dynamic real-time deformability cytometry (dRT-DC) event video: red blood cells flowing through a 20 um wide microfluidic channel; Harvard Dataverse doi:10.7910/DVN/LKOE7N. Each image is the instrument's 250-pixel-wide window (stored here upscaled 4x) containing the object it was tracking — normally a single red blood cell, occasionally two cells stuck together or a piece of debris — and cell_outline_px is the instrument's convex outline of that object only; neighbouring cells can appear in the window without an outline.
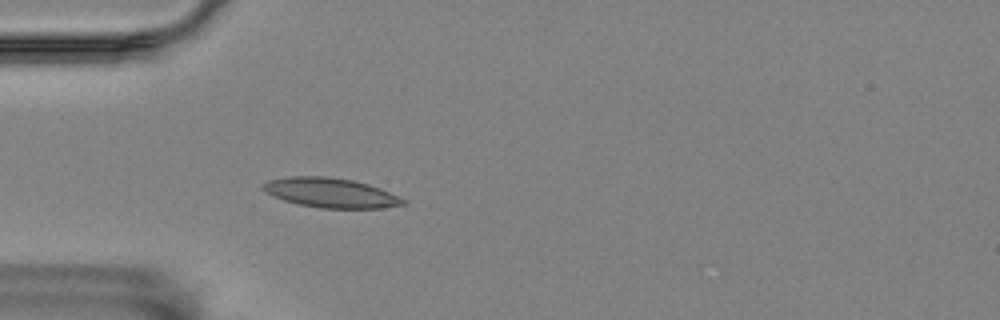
{"species": "Egyptian fruit bat (a non-hibernating species)", "species_latin": "Rousettus aegyptiacus", "temperature_condition": "room temperature", "stored_images_in_passage": 4, "camera_frame_rate_fps": 3000, "um_per_image_px": 0.085, "animal": {"sex": "female"}, "frame": {"image": 1, "passage_image": 4, "time_ms": 1.0, "image_size_px": [1000, 320], "cell_outline_px": [[408, 204], [380, 208], [320, 208], [296, 204], [272, 196], [264, 192], [260, 188], [260, 184], [268, 180], [292, 176], [328, 176], [352, 180], [368, 184], [380, 188], [400, 196], [408, 200]], "centroid_in_image_um": [28.09, 16.39], "position_along_channel_um": 56.9, "area_um2": 24.57}}